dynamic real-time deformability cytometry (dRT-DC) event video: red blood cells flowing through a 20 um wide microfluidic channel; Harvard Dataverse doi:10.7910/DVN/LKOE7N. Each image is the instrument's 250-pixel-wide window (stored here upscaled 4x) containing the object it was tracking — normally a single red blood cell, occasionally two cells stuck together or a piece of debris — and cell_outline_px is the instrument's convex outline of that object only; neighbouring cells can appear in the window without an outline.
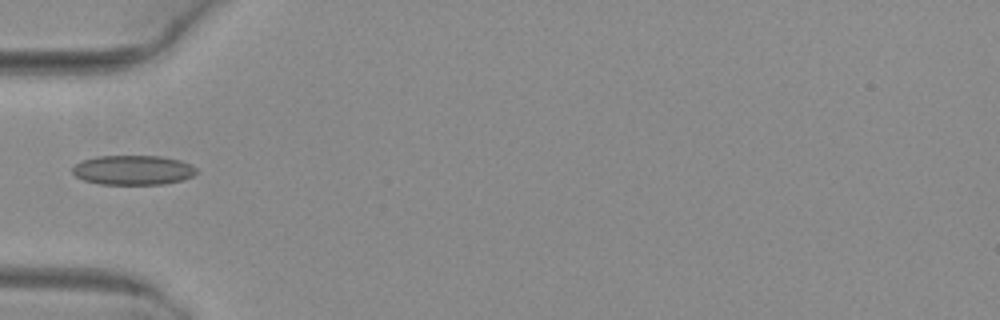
{"species": "common noctule bat (a hibernating species)", "species_latin": "Nyctalus noctula", "temperature_condition": "warm", "stored_images_in_passage": 4, "camera_frame_rate_fps": 3000, "um_per_image_px": 0.085, "animal": {"sex": "female", "body_mass_g": 29.2, "forearm_length_mm": 56.3}, "frame": {"image": 1, "passage_image": 3, "time_ms": 0.667, "image_size_px": [1000, 320], "cell_outline_px": [[196, 172], [192, 176], [184, 180], [164, 184], [100, 184], [84, 180], [76, 176], [72, 172], [72, 168], [76, 164], [84, 160], [96, 156], [160, 156], [180, 160], [196, 168]], "centroid_in_image_um": [11.31, 14.46], "position_along_channel_um": 73.7, "area_um2": 21.27}}
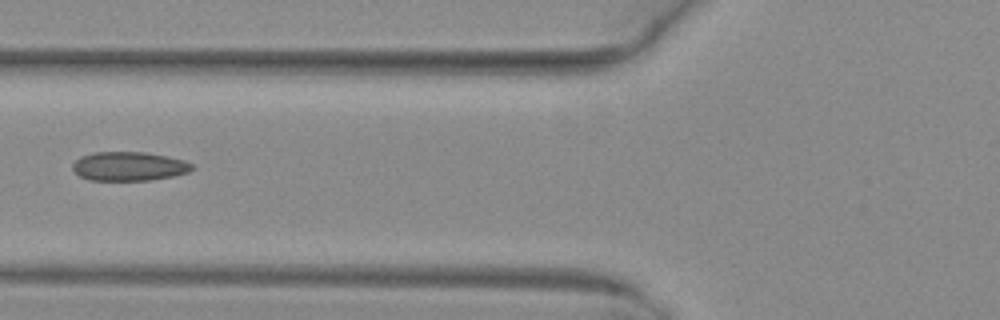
{"frame": {"image": 2, "passage_image": 4, "time_ms": 1.0, "image_size_px": [1000, 320], "cell_outline_px": [[196, 168], [188, 172], [172, 176], [152, 180], [88, 180], [80, 176], [72, 168], [72, 164], [80, 156], [96, 152], [144, 152], [168, 156], [184, 160], [192, 164]], "centroid_in_image_um": [10.98, 14.13], "position_along_channel_um": 114.8, "area_um2": 20.23}}